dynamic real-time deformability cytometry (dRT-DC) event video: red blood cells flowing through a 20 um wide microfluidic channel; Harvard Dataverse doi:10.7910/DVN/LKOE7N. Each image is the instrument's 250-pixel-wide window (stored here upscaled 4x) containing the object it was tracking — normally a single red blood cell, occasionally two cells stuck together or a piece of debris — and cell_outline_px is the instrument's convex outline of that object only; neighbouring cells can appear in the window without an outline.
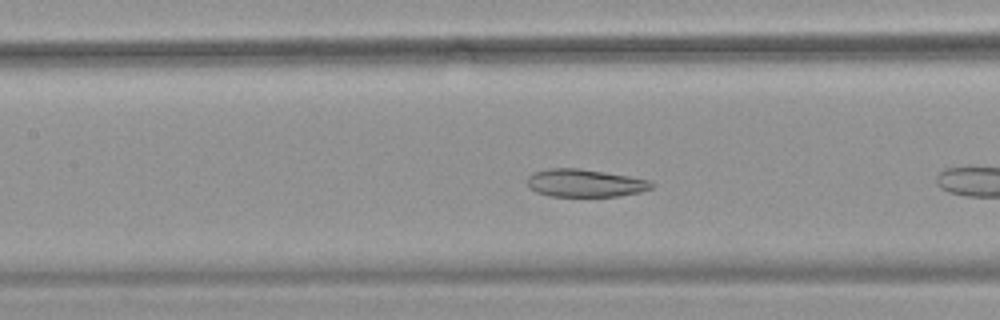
{"species": "common noctule bat (a hibernating species)", "species_latin": "Nyctalus noctula", "temperature_condition": "warm", "stored_images_in_passage": 9, "camera_frame_rate_fps": 3000, "um_per_image_px": 0.085, "animal": {"sex": "female", "body_mass_g": 18.4}, "frame": {"image": 1, "passage_image": 8, "time_ms": 2.333, "image_size_px": [1000, 320], "cell_outline_px": [[656, 184], [652, 188], [640, 192], [620, 196], [548, 196], [536, 192], [528, 188], [528, 176], [532, 172], [548, 168], [580, 168], [628, 176], [648, 180]], "centroid_in_image_um": [49.69, 15.56], "position_along_channel_um": 157.7, "area_um2": 20.23}}